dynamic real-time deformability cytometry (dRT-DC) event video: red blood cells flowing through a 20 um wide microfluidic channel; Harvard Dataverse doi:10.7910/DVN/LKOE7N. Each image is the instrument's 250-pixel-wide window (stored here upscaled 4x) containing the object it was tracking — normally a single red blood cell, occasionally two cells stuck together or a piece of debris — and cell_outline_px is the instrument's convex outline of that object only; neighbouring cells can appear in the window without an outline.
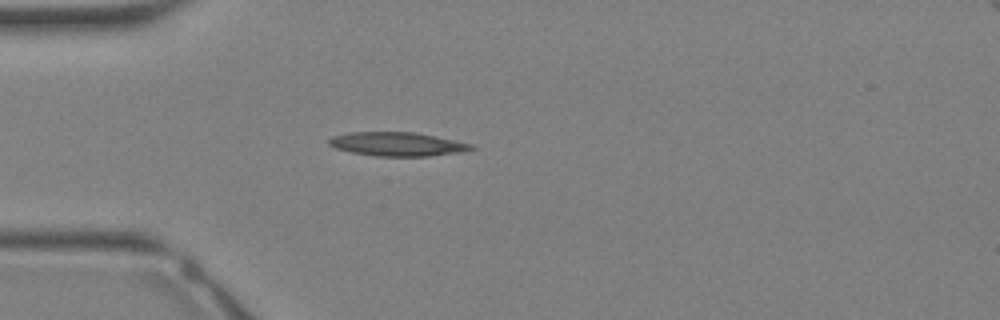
{"species": "Egyptian fruit bat (a non-hibernating species)", "species_latin": "Rousettus aegyptiacus", "temperature_condition": "warm", "stored_images_in_passage": 9, "camera_frame_rate_fps": 3000, "um_per_image_px": 0.085, "animal": {"sex": "female"}, "frame": {"image": 1, "passage_image": 6, "time_ms": 1.667, "image_size_px": [1000, 320], "cell_outline_px": [[476, 148], [464, 152], [428, 156], [376, 156], [352, 152], [336, 148], [328, 144], [328, 140], [332, 136], [348, 132], [416, 132], [436, 136], [472, 144]], "centroid_in_image_um": [33.79, 12.24], "position_along_channel_um": 51.2, "area_um2": 19.83}}
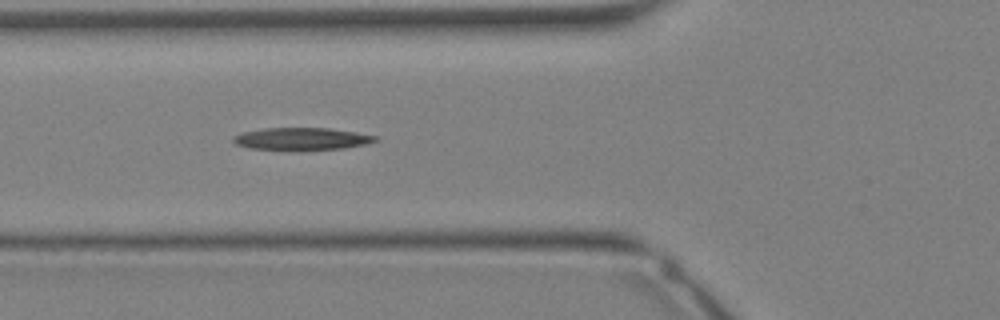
{"frame": {"image": 2, "passage_image": 9, "time_ms": 2.667, "image_size_px": [1000, 320], "cell_outline_px": [[380, 140], [364, 144], [344, 148], [252, 148], [236, 144], [232, 140], [232, 136], [244, 132], [264, 128], [328, 128], [356, 132], [380, 136]], "centroid_in_image_um": [25.7, 11.76], "position_along_channel_um": 100.1, "area_um2": 17.74}}